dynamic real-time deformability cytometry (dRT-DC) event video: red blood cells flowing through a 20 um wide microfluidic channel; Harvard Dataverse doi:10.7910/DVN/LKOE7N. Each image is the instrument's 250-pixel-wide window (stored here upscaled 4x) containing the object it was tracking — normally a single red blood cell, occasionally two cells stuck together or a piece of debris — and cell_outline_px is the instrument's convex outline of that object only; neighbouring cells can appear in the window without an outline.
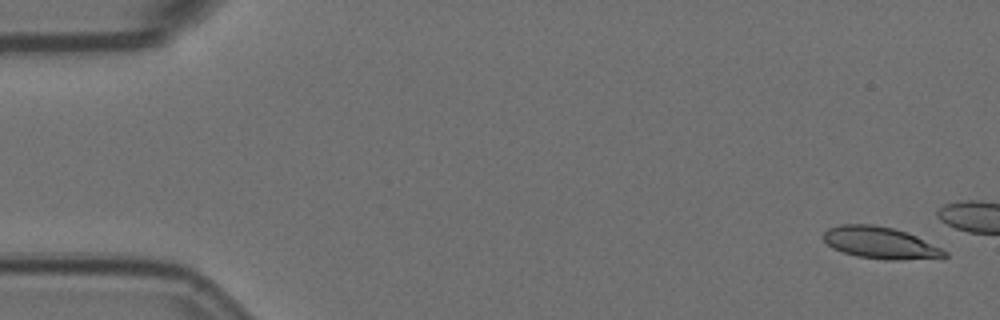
{"species": "Egyptian fruit bat (a non-hibernating species)", "species_latin": "Rousettus aegyptiacus", "temperature_condition": "room temperature", "stored_images_in_passage": 5, "camera_frame_rate_fps": 3000, "um_per_image_px": 0.085, "animal": {"sex": "female"}, "frame": {"image": 1, "passage_image": 1, "time_ms": 0.0, "image_size_px": [1000, 320], "cell_outline_px": [[948, 256], [900, 260], [884, 260], [856, 256], [832, 248], [824, 240], [824, 232], [828, 228], [840, 224], [872, 224], [892, 228], [908, 232], [948, 252]], "centroid_in_image_um": [74.79, 20.63], "position_along_channel_um": 10.2, "area_um2": 22.31}}